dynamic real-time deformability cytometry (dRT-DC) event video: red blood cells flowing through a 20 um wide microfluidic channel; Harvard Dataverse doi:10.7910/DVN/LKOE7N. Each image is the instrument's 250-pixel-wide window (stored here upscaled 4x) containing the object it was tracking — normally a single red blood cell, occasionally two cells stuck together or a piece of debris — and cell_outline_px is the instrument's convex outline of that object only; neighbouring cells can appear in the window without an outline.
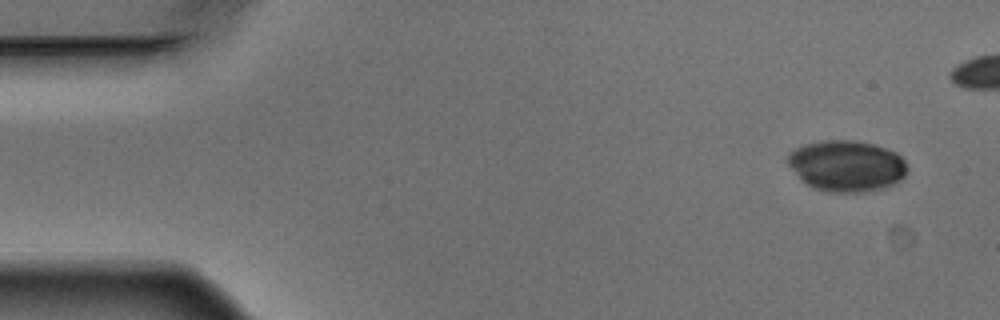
{"species": "Egyptian fruit bat (a non-hibernating species)", "species_latin": "Rousettus aegyptiacus", "temperature_condition": "warm", "stored_images_in_passage": 5, "camera_frame_rate_fps": 3000, "um_per_image_px": 0.085, "animal": {"sex": "male"}, "frame": {"image": 1, "passage_image": 1, "time_ms": 0.0, "image_size_px": [1000, 320], "cell_outline_px": [[908, 172], [900, 180], [892, 184], [880, 188], [864, 192], [828, 192], [812, 188], [788, 164], [788, 152], [804, 144], [824, 140], [860, 140], [876, 144], [888, 148], [896, 152], [904, 160], [908, 168]], "centroid_in_image_um": [72.0, 14.08], "position_along_channel_um": 13.0, "area_um2": 35.66}}